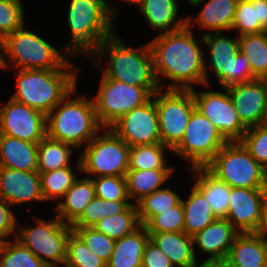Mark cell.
Listing matches in <instances>:
<instances>
[{
	"label": "cell",
	"mask_w": 267,
	"mask_h": 267,
	"mask_svg": "<svg viewBox=\"0 0 267 267\" xmlns=\"http://www.w3.org/2000/svg\"><path fill=\"white\" fill-rule=\"evenodd\" d=\"M149 240L150 235L143 225L132 234L116 240L106 267H141L144 248Z\"/></svg>",
	"instance_id": "27"
},
{
	"label": "cell",
	"mask_w": 267,
	"mask_h": 267,
	"mask_svg": "<svg viewBox=\"0 0 267 267\" xmlns=\"http://www.w3.org/2000/svg\"><path fill=\"white\" fill-rule=\"evenodd\" d=\"M205 0H188V2L193 6H198L200 5L202 2H204Z\"/></svg>",
	"instance_id": "52"
},
{
	"label": "cell",
	"mask_w": 267,
	"mask_h": 267,
	"mask_svg": "<svg viewBox=\"0 0 267 267\" xmlns=\"http://www.w3.org/2000/svg\"><path fill=\"white\" fill-rule=\"evenodd\" d=\"M93 54L94 61L99 57L96 62L98 66L102 64L105 54L108 55L109 64L107 68H103L102 72L105 78L138 87H155L157 90L163 88L156 73L149 43L137 51L132 47H127L119 37L113 34Z\"/></svg>",
	"instance_id": "3"
},
{
	"label": "cell",
	"mask_w": 267,
	"mask_h": 267,
	"mask_svg": "<svg viewBox=\"0 0 267 267\" xmlns=\"http://www.w3.org/2000/svg\"><path fill=\"white\" fill-rule=\"evenodd\" d=\"M194 186L205 196L217 218H226L229 207L230 187L213 175L206 167L192 168Z\"/></svg>",
	"instance_id": "26"
},
{
	"label": "cell",
	"mask_w": 267,
	"mask_h": 267,
	"mask_svg": "<svg viewBox=\"0 0 267 267\" xmlns=\"http://www.w3.org/2000/svg\"><path fill=\"white\" fill-rule=\"evenodd\" d=\"M232 30L239 31L238 37L266 31L257 20L256 0H238Z\"/></svg>",
	"instance_id": "40"
},
{
	"label": "cell",
	"mask_w": 267,
	"mask_h": 267,
	"mask_svg": "<svg viewBox=\"0 0 267 267\" xmlns=\"http://www.w3.org/2000/svg\"><path fill=\"white\" fill-rule=\"evenodd\" d=\"M163 145L173 150L182 140L189 118L196 108L191 90L162 89L154 93Z\"/></svg>",
	"instance_id": "12"
},
{
	"label": "cell",
	"mask_w": 267,
	"mask_h": 267,
	"mask_svg": "<svg viewBox=\"0 0 267 267\" xmlns=\"http://www.w3.org/2000/svg\"><path fill=\"white\" fill-rule=\"evenodd\" d=\"M254 233L267 244V199L262 207L260 224Z\"/></svg>",
	"instance_id": "48"
},
{
	"label": "cell",
	"mask_w": 267,
	"mask_h": 267,
	"mask_svg": "<svg viewBox=\"0 0 267 267\" xmlns=\"http://www.w3.org/2000/svg\"><path fill=\"white\" fill-rule=\"evenodd\" d=\"M70 62L61 69H18L17 91L11 98L47 115L77 86L79 68Z\"/></svg>",
	"instance_id": "4"
},
{
	"label": "cell",
	"mask_w": 267,
	"mask_h": 267,
	"mask_svg": "<svg viewBox=\"0 0 267 267\" xmlns=\"http://www.w3.org/2000/svg\"><path fill=\"white\" fill-rule=\"evenodd\" d=\"M95 197V186L91 177L76 179L65 193L62 201L54 208L59 213L56 216L64 223L72 225Z\"/></svg>",
	"instance_id": "24"
},
{
	"label": "cell",
	"mask_w": 267,
	"mask_h": 267,
	"mask_svg": "<svg viewBox=\"0 0 267 267\" xmlns=\"http://www.w3.org/2000/svg\"><path fill=\"white\" fill-rule=\"evenodd\" d=\"M4 68L3 62V39L0 38V69Z\"/></svg>",
	"instance_id": "50"
},
{
	"label": "cell",
	"mask_w": 267,
	"mask_h": 267,
	"mask_svg": "<svg viewBox=\"0 0 267 267\" xmlns=\"http://www.w3.org/2000/svg\"><path fill=\"white\" fill-rule=\"evenodd\" d=\"M76 89L46 115V136L79 149L104 128L98 121L93 99L79 96L71 100L69 96L76 93Z\"/></svg>",
	"instance_id": "5"
},
{
	"label": "cell",
	"mask_w": 267,
	"mask_h": 267,
	"mask_svg": "<svg viewBox=\"0 0 267 267\" xmlns=\"http://www.w3.org/2000/svg\"><path fill=\"white\" fill-rule=\"evenodd\" d=\"M228 141L196 108L193 110L181 142L172 150L192 164L205 167Z\"/></svg>",
	"instance_id": "13"
},
{
	"label": "cell",
	"mask_w": 267,
	"mask_h": 267,
	"mask_svg": "<svg viewBox=\"0 0 267 267\" xmlns=\"http://www.w3.org/2000/svg\"><path fill=\"white\" fill-rule=\"evenodd\" d=\"M205 167L229 187L266 189V169L240 141L227 142Z\"/></svg>",
	"instance_id": "7"
},
{
	"label": "cell",
	"mask_w": 267,
	"mask_h": 267,
	"mask_svg": "<svg viewBox=\"0 0 267 267\" xmlns=\"http://www.w3.org/2000/svg\"><path fill=\"white\" fill-rule=\"evenodd\" d=\"M238 0H208L195 21L211 33L231 30ZM210 29V30H209Z\"/></svg>",
	"instance_id": "29"
},
{
	"label": "cell",
	"mask_w": 267,
	"mask_h": 267,
	"mask_svg": "<svg viewBox=\"0 0 267 267\" xmlns=\"http://www.w3.org/2000/svg\"><path fill=\"white\" fill-rule=\"evenodd\" d=\"M196 109L219 130L228 141H240L247 128L241 123L227 88L224 93L191 89Z\"/></svg>",
	"instance_id": "14"
},
{
	"label": "cell",
	"mask_w": 267,
	"mask_h": 267,
	"mask_svg": "<svg viewBox=\"0 0 267 267\" xmlns=\"http://www.w3.org/2000/svg\"><path fill=\"white\" fill-rule=\"evenodd\" d=\"M266 189H267V170H266Z\"/></svg>",
	"instance_id": "55"
},
{
	"label": "cell",
	"mask_w": 267,
	"mask_h": 267,
	"mask_svg": "<svg viewBox=\"0 0 267 267\" xmlns=\"http://www.w3.org/2000/svg\"><path fill=\"white\" fill-rule=\"evenodd\" d=\"M55 217L48 222L36 217V227L20 228L15 237L48 267L65 265L67 241L73 231L70 224Z\"/></svg>",
	"instance_id": "11"
},
{
	"label": "cell",
	"mask_w": 267,
	"mask_h": 267,
	"mask_svg": "<svg viewBox=\"0 0 267 267\" xmlns=\"http://www.w3.org/2000/svg\"><path fill=\"white\" fill-rule=\"evenodd\" d=\"M73 147L70 144L53 140L45 136L38 143V168L39 173H46L58 168L69 167Z\"/></svg>",
	"instance_id": "31"
},
{
	"label": "cell",
	"mask_w": 267,
	"mask_h": 267,
	"mask_svg": "<svg viewBox=\"0 0 267 267\" xmlns=\"http://www.w3.org/2000/svg\"><path fill=\"white\" fill-rule=\"evenodd\" d=\"M24 8L21 0H0V38L4 39L24 24Z\"/></svg>",
	"instance_id": "43"
},
{
	"label": "cell",
	"mask_w": 267,
	"mask_h": 267,
	"mask_svg": "<svg viewBox=\"0 0 267 267\" xmlns=\"http://www.w3.org/2000/svg\"><path fill=\"white\" fill-rule=\"evenodd\" d=\"M240 232L226 219L217 218L193 236L194 245L209 255L202 264L221 265L228 257L230 248Z\"/></svg>",
	"instance_id": "19"
},
{
	"label": "cell",
	"mask_w": 267,
	"mask_h": 267,
	"mask_svg": "<svg viewBox=\"0 0 267 267\" xmlns=\"http://www.w3.org/2000/svg\"><path fill=\"white\" fill-rule=\"evenodd\" d=\"M257 20L260 25L267 31V1L256 0Z\"/></svg>",
	"instance_id": "49"
},
{
	"label": "cell",
	"mask_w": 267,
	"mask_h": 267,
	"mask_svg": "<svg viewBox=\"0 0 267 267\" xmlns=\"http://www.w3.org/2000/svg\"><path fill=\"white\" fill-rule=\"evenodd\" d=\"M7 241L8 239L5 240L3 238H0V257Z\"/></svg>",
	"instance_id": "51"
},
{
	"label": "cell",
	"mask_w": 267,
	"mask_h": 267,
	"mask_svg": "<svg viewBox=\"0 0 267 267\" xmlns=\"http://www.w3.org/2000/svg\"><path fill=\"white\" fill-rule=\"evenodd\" d=\"M182 198L171 188H161L144 197L136 205L140 224L145 226L155 215L178 205Z\"/></svg>",
	"instance_id": "35"
},
{
	"label": "cell",
	"mask_w": 267,
	"mask_h": 267,
	"mask_svg": "<svg viewBox=\"0 0 267 267\" xmlns=\"http://www.w3.org/2000/svg\"><path fill=\"white\" fill-rule=\"evenodd\" d=\"M130 201H109L95 197L85 208L81 216L71 225L72 228L94 227L102 218L122 213Z\"/></svg>",
	"instance_id": "36"
},
{
	"label": "cell",
	"mask_w": 267,
	"mask_h": 267,
	"mask_svg": "<svg viewBox=\"0 0 267 267\" xmlns=\"http://www.w3.org/2000/svg\"><path fill=\"white\" fill-rule=\"evenodd\" d=\"M141 226L137 205L130 204L122 213L102 218L94 228L114 240L132 234Z\"/></svg>",
	"instance_id": "32"
},
{
	"label": "cell",
	"mask_w": 267,
	"mask_h": 267,
	"mask_svg": "<svg viewBox=\"0 0 267 267\" xmlns=\"http://www.w3.org/2000/svg\"><path fill=\"white\" fill-rule=\"evenodd\" d=\"M240 142L251 156L267 170V124L247 128Z\"/></svg>",
	"instance_id": "44"
},
{
	"label": "cell",
	"mask_w": 267,
	"mask_h": 267,
	"mask_svg": "<svg viewBox=\"0 0 267 267\" xmlns=\"http://www.w3.org/2000/svg\"><path fill=\"white\" fill-rule=\"evenodd\" d=\"M99 85L93 102L103 128H110L126 113L148 102L157 91L155 87H138L103 75Z\"/></svg>",
	"instance_id": "10"
},
{
	"label": "cell",
	"mask_w": 267,
	"mask_h": 267,
	"mask_svg": "<svg viewBox=\"0 0 267 267\" xmlns=\"http://www.w3.org/2000/svg\"><path fill=\"white\" fill-rule=\"evenodd\" d=\"M141 267H174V265L162 250L149 240L144 248Z\"/></svg>",
	"instance_id": "46"
},
{
	"label": "cell",
	"mask_w": 267,
	"mask_h": 267,
	"mask_svg": "<svg viewBox=\"0 0 267 267\" xmlns=\"http://www.w3.org/2000/svg\"><path fill=\"white\" fill-rule=\"evenodd\" d=\"M65 52V49L59 52L44 38L26 30L25 25L3 39L4 68L9 67L7 62L11 60L15 70L61 69L70 61Z\"/></svg>",
	"instance_id": "6"
},
{
	"label": "cell",
	"mask_w": 267,
	"mask_h": 267,
	"mask_svg": "<svg viewBox=\"0 0 267 267\" xmlns=\"http://www.w3.org/2000/svg\"><path fill=\"white\" fill-rule=\"evenodd\" d=\"M96 197L109 201H128L125 177L100 176L92 178Z\"/></svg>",
	"instance_id": "45"
},
{
	"label": "cell",
	"mask_w": 267,
	"mask_h": 267,
	"mask_svg": "<svg viewBox=\"0 0 267 267\" xmlns=\"http://www.w3.org/2000/svg\"><path fill=\"white\" fill-rule=\"evenodd\" d=\"M174 169L128 170L125 179L128 197L137 204L144 197L160 189Z\"/></svg>",
	"instance_id": "30"
},
{
	"label": "cell",
	"mask_w": 267,
	"mask_h": 267,
	"mask_svg": "<svg viewBox=\"0 0 267 267\" xmlns=\"http://www.w3.org/2000/svg\"><path fill=\"white\" fill-rule=\"evenodd\" d=\"M103 135L97 134L84 146L77 169L80 172L100 176L125 177L129 170L130 146L110 128Z\"/></svg>",
	"instance_id": "8"
},
{
	"label": "cell",
	"mask_w": 267,
	"mask_h": 267,
	"mask_svg": "<svg viewBox=\"0 0 267 267\" xmlns=\"http://www.w3.org/2000/svg\"><path fill=\"white\" fill-rule=\"evenodd\" d=\"M172 150L162 143L130 147L129 170L174 169L166 166L164 151Z\"/></svg>",
	"instance_id": "34"
},
{
	"label": "cell",
	"mask_w": 267,
	"mask_h": 267,
	"mask_svg": "<svg viewBox=\"0 0 267 267\" xmlns=\"http://www.w3.org/2000/svg\"><path fill=\"white\" fill-rule=\"evenodd\" d=\"M267 189L230 187L226 219L240 232H255L260 224Z\"/></svg>",
	"instance_id": "18"
},
{
	"label": "cell",
	"mask_w": 267,
	"mask_h": 267,
	"mask_svg": "<svg viewBox=\"0 0 267 267\" xmlns=\"http://www.w3.org/2000/svg\"><path fill=\"white\" fill-rule=\"evenodd\" d=\"M0 167L37 171L38 143L0 134Z\"/></svg>",
	"instance_id": "23"
},
{
	"label": "cell",
	"mask_w": 267,
	"mask_h": 267,
	"mask_svg": "<svg viewBox=\"0 0 267 267\" xmlns=\"http://www.w3.org/2000/svg\"><path fill=\"white\" fill-rule=\"evenodd\" d=\"M204 45L209 51L210 67L222 88L257 79L251 70L250 60L240 51L238 36L228 38L221 32L205 33Z\"/></svg>",
	"instance_id": "9"
},
{
	"label": "cell",
	"mask_w": 267,
	"mask_h": 267,
	"mask_svg": "<svg viewBox=\"0 0 267 267\" xmlns=\"http://www.w3.org/2000/svg\"><path fill=\"white\" fill-rule=\"evenodd\" d=\"M72 168L63 167L46 173H39L41 179L42 194L46 201L62 199L67 190L77 179Z\"/></svg>",
	"instance_id": "37"
},
{
	"label": "cell",
	"mask_w": 267,
	"mask_h": 267,
	"mask_svg": "<svg viewBox=\"0 0 267 267\" xmlns=\"http://www.w3.org/2000/svg\"><path fill=\"white\" fill-rule=\"evenodd\" d=\"M0 134L39 143L46 136V115L10 98L0 108Z\"/></svg>",
	"instance_id": "16"
},
{
	"label": "cell",
	"mask_w": 267,
	"mask_h": 267,
	"mask_svg": "<svg viewBox=\"0 0 267 267\" xmlns=\"http://www.w3.org/2000/svg\"><path fill=\"white\" fill-rule=\"evenodd\" d=\"M224 267H267V244L254 232L239 233L221 264Z\"/></svg>",
	"instance_id": "21"
},
{
	"label": "cell",
	"mask_w": 267,
	"mask_h": 267,
	"mask_svg": "<svg viewBox=\"0 0 267 267\" xmlns=\"http://www.w3.org/2000/svg\"><path fill=\"white\" fill-rule=\"evenodd\" d=\"M240 51L250 60L257 79H267V31L238 37Z\"/></svg>",
	"instance_id": "33"
},
{
	"label": "cell",
	"mask_w": 267,
	"mask_h": 267,
	"mask_svg": "<svg viewBox=\"0 0 267 267\" xmlns=\"http://www.w3.org/2000/svg\"><path fill=\"white\" fill-rule=\"evenodd\" d=\"M0 267H48L16 238L7 241L0 257Z\"/></svg>",
	"instance_id": "38"
},
{
	"label": "cell",
	"mask_w": 267,
	"mask_h": 267,
	"mask_svg": "<svg viewBox=\"0 0 267 267\" xmlns=\"http://www.w3.org/2000/svg\"><path fill=\"white\" fill-rule=\"evenodd\" d=\"M0 198L10 205L45 201L39 172L0 167Z\"/></svg>",
	"instance_id": "20"
},
{
	"label": "cell",
	"mask_w": 267,
	"mask_h": 267,
	"mask_svg": "<svg viewBox=\"0 0 267 267\" xmlns=\"http://www.w3.org/2000/svg\"><path fill=\"white\" fill-rule=\"evenodd\" d=\"M107 0H71L67 21L71 41L65 46L71 57L92 55L97 48L114 34L115 7Z\"/></svg>",
	"instance_id": "2"
},
{
	"label": "cell",
	"mask_w": 267,
	"mask_h": 267,
	"mask_svg": "<svg viewBox=\"0 0 267 267\" xmlns=\"http://www.w3.org/2000/svg\"><path fill=\"white\" fill-rule=\"evenodd\" d=\"M68 267H106V263L93 253L84 241L72 231L67 241Z\"/></svg>",
	"instance_id": "39"
},
{
	"label": "cell",
	"mask_w": 267,
	"mask_h": 267,
	"mask_svg": "<svg viewBox=\"0 0 267 267\" xmlns=\"http://www.w3.org/2000/svg\"><path fill=\"white\" fill-rule=\"evenodd\" d=\"M84 241L86 246L100 257L106 264L114 251L116 240L96 230L94 227L72 228Z\"/></svg>",
	"instance_id": "42"
},
{
	"label": "cell",
	"mask_w": 267,
	"mask_h": 267,
	"mask_svg": "<svg viewBox=\"0 0 267 267\" xmlns=\"http://www.w3.org/2000/svg\"><path fill=\"white\" fill-rule=\"evenodd\" d=\"M241 123L246 127L264 124L267 119V79L227 87Z\"/></svg>",
	"instance_id": "17"
},
{
	"label": "cell",
	"mask_w": 267,
	"mask_h": 267,
	"mask_svg": "<svg viewBox=\"0 0 267 267\" xmlns=\"http://www.w3.org/2000/svg\"><path fill=\"white\" fill-rule=\"evenodd\" d=\"M110 129L130 147L162 143L154 94L148 102L122 116Z\"/></svg>",
	"instance_id": "15"
},
{
	"label": "cell",
	"mask_w": 267,
	"mask_h": 267,
	"mask_svg": "<svg viewBox=\"0 0 267 267\" xmlns=\"http://www.w3.org/2000/svg\"><path fill=\"white\" fill-rule=\"evenodd\" d=\"M145 227L148 233L184 232L182 201L178 205L155 215Z\"/></svg>",
	"instance_id": "41"
},
{
	"label": "cell",
	"mask_w": 267,
	"mask_h": 267,
	"mask_svg": "<svg viewBox=\"0 0 267 267\" xmlns=\"http://www.w3.org/2000/svg\"><path fill=\"white\" fill-rule=\"evenodd\" d=\"M205 267H224L222 265H209V266H205Z\"/></svg>",
	"instance_id": "54"
},
{
	"label": "cell",
	"mask_w": 267,
	"mask_h": 267,
	"mask_svg": "<svg viewBox=\"0 0 267 267\" xmlns=\"http://www.w3.org/2000/svg\"><path fill=\"white\" fill-rule=\"evenodd\" d=\"M193 18H187V25L173 32L159 33L149 42L152 57L156 66L159 81L165 77L170 79L166 88L178 90H191L194 83L207 85L206 62L200 43H204L203 36L196 41L193 37ZM174 83V84H173Z\"/></svg>",
	"instance_id": "1"
},
{
	"label": "cell",
	"mask_w": 267,
	"mask_h": 267,
	"mask_svg": "<svg viewBox=\"0 0 267 267\" xmlns=\"http://www.w3.org/2000/svg\"><path fill=\"white\" fill-rule=\"evenodd\" d=\"M181 201L184 210V232L187 235L195 236L217 219L205 196L195 186L191 188L189 198Z\"/></svg>",
	"instance_id": "28"
},
{
	"label": "cell",
	"mask_w": 267,
	"mask_h": 267,
	"mask_svg": "<svg viewBox=\"0 0 267 267\" xmlns=\"http://www.w3.org/2000/svg\"><path fill=\"white\" fill-rule=\"evenodd\" d=\"M150 240L170 259L174 267H205L198 265L193 237L185 232L149 233Z\"/></svg>",
	"instance_id": "22"
},
{
	"label": "cell",
	"mask_w": 267,
	"mask_h": 267,
	"mask_svg": "<svg viewBox=\"0 0 267 267\" xmlns=\"http://www.w3.org/2000/svg\"><path fill=\"white\" fill-rule=\"evenodd\" d=\"M11 205L0 198V238L6 239L16 230L17 219Z\"/></svg>",
	"instance_id": "47"
},
{
	"label": "cell",
	"mask_w": 267,
	"mask_h": 267,
	"mask_svg": "<svg viewBox=\"0 0 267 267\" xmlns=\"http://www.w3.org/2000/svg\"><path fill=\"white\" fill-rule=\"evenodd\" d=\"M138 5L149 25L163 33L177 31L187 25V17L177 20V0H141Z\"/></svg>",
	"instance_id": "25"
},
{
	"label": "cell",
	"mask_w": 267,
	"mask_h": 267,
	"mask_svg": "<svg viewBox=\"0 0 267 267\" xmlns=\"http://www.w3.org/2000/svg\"><path fill=\"white\" fill-rule=\"evenodd\" d=\"M124 2L132 3V4H139L141 0H124Z\"/></svg>",
	"instance_id": "53"
}]
</instances>
